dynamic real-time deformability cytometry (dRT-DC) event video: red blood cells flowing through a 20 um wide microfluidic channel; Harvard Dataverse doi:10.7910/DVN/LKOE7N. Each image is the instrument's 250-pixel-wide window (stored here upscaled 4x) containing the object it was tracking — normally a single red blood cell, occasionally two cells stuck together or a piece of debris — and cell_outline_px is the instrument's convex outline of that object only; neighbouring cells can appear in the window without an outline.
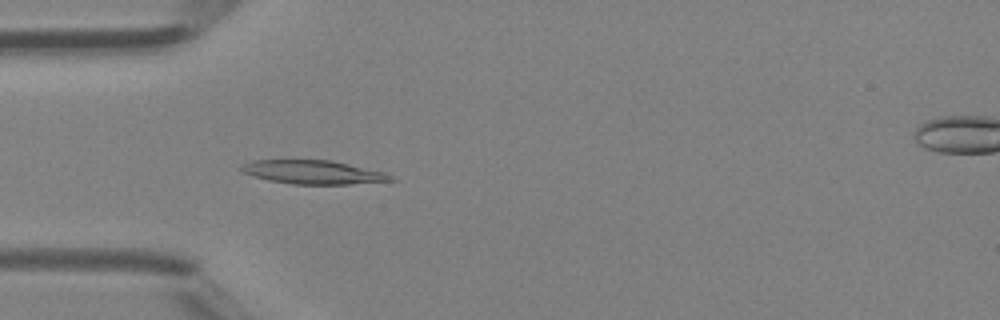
{"species": "Egyptian fruit bat (a non-hibernating species)", "species_latin": "Rousettus aegyptiacus", "temperature_condition": "room temperature", "stored_images_in_passage": 38, "camera_frame_rate_fps": 3000, "um_per_image_px": 0.085, "animal": {"sex": "female"}, "frame": {"image": 1, "passage_image": 6, "time_ms": 1.667, "image_size_px": [1000, 320], "cell_outline_px": [[396, 180], [348, 184], [292, 184], [268, 180], [252, 176], [240, 172], [240, 168], [244, 164], [252, 160], [332, 160], [384, 172], [392, 176]], "centroid_in_image_um": [26.58, 14.63], "position_along_channel_um": 58.4, "area_um2": 20.58}}
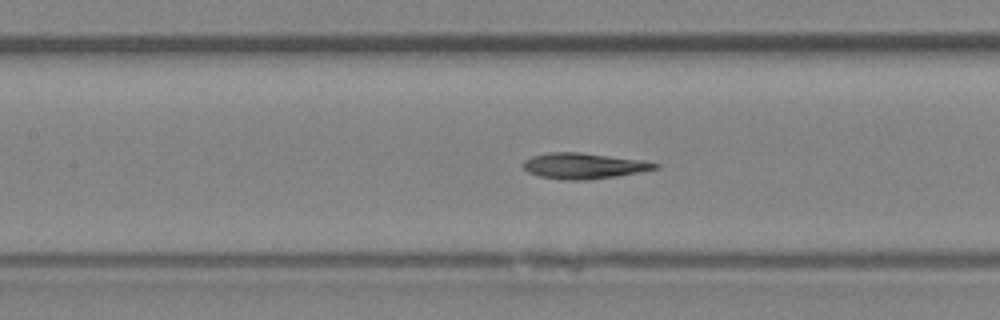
{"frame": {"image": 2, "passage_image": 13, "time_ms": 4.0, "image_size_px": [1000, 320], "cell_outline_px": [[660, 168], [616, 176], [588, 180], [564, 180], [540, 176], [528, 172], [520, 164], [524, 160], [532, 156], [548, 152], [580, 152], [648, 160], [660, 164]], "centroid_in_image_um": [49.64, 14.09], "position_along_channel_um": 157.8, "area_um2": 20.11}}
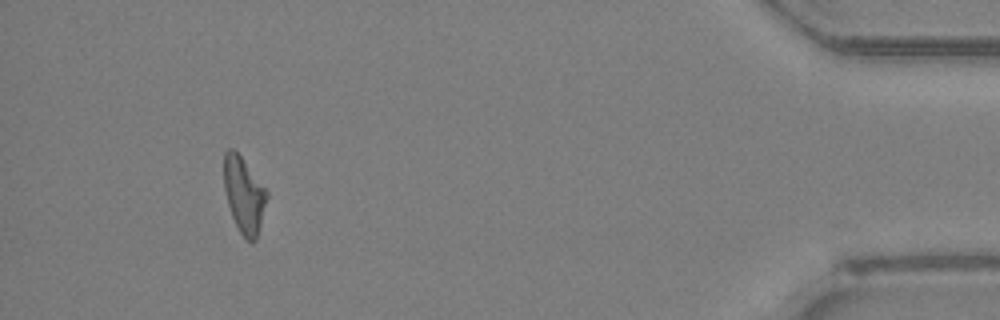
{"frame": {"image": 3, "passage_image": 35, "time_ms": 11.333, "image_size_px": [1000, 320], "cell_outline_px": [[268, 196], [256, 240], [252, 244], [244, 240], [232, 216], [228, 204], [224, 188], [224, 152], [228, 148], [232, 148], [240, 156], [268, 192]], "centroid_in_image_um": [20.73, 16.61], "position_along_channel_um": 414.5, "area_um2": 18.79}, "authors_computed_cell_mechanics": {"area_um2": 19.6809, "velocity_mm_per_s": 4.412, "shape_relaxation_time_tau1_ms": 7.1129, "shape_relaxation_time_tau2_ms": 3.8449, "deformation_change_tau1": 0.2038, "deformation_change_tau2": 0.1015}}